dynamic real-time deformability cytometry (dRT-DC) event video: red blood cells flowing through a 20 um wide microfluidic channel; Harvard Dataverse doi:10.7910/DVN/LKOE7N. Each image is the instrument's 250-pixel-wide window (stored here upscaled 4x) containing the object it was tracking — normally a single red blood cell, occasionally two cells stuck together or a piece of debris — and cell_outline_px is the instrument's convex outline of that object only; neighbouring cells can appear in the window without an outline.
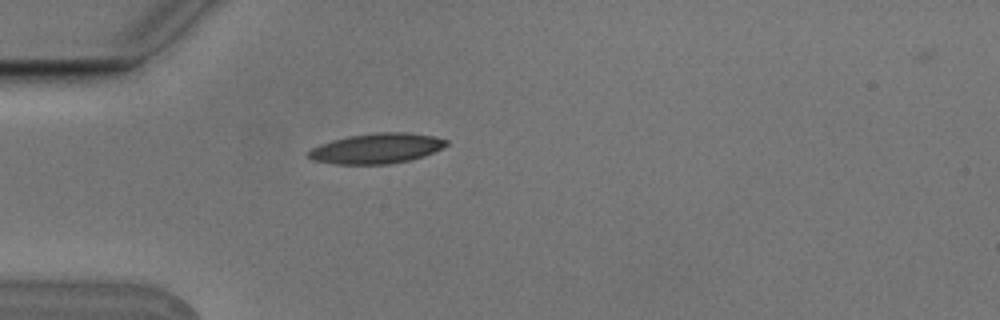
{"species": "Egyptian fruit bat (a non-hibernating species)", "species_latin": "Rousettus aegyptiacus", "temperature_condition": "cold", "stored_images_in_passage": 1, "camera_frame_rate_fps": 3000, "um_per_image_px": 0.085, "animal": {"sex": "male"}, "frame": {"image": 1, "passage_image": 1, "time_ms": 0.0, "image_size_px": [1000, 320], "cell_outline_px": [[448, 144], [424, 156], [412, 160], [388, 164], [336, 164], [312, 160], [308, 156], [308, 152], [312, 148], [320, 144], [332, 140], [348, 136], [376, 132], [408, 132], [436, 136], [448, 140]], "centroid_in_image_um": [32.03, 12.61], "position_along_channel_um": 53.0, "area_um2": 24.33}}